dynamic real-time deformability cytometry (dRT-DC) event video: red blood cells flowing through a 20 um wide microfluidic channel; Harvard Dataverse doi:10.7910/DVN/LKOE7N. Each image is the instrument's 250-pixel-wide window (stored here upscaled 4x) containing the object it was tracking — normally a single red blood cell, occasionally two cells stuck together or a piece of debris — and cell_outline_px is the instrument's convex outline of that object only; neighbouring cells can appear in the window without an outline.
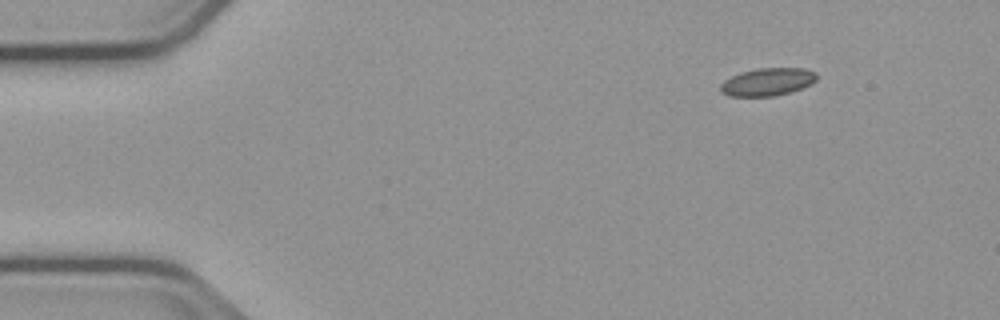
{"species": "common noctule bat (a hibernating species)", "species_latin": "Nyctalus noctula", "temperature_condition": "cold", "stored_images_in_passage": 49, "camera_frame_rate_fps": 3000, "um_per_image_px": 0.085, "animal": {"sex": "male", "body_mass_g": 23.1, "forearm_length_mm": 52.7}, "frame": {"image": 1, "passage_image": 1, "time_ms": 0.0, "image_size_px": [1000, 320], "cell_outline_px": [[816, 80], [812, 84], [788, 92], [772, 96], [728, 96], [720, 92], [720, 84], [724, 80], [740, 72], [756, 68], [804, 68], [816, 72]], "centroid_in_image_um": [65.21, 6.95], "position_along_channel_um": 19.8, "area_um2": 15.55}}
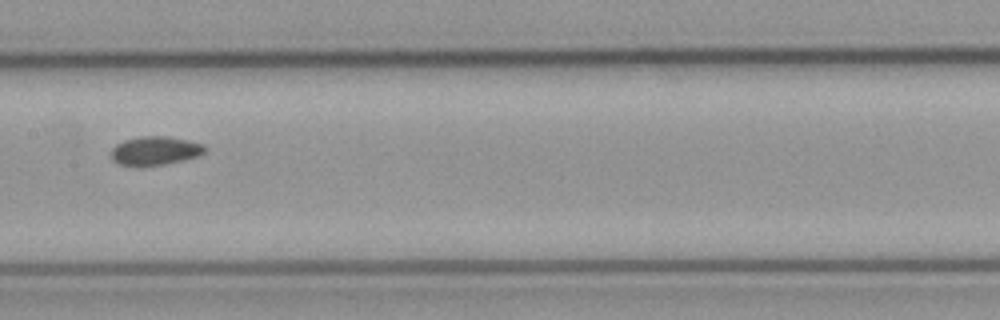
{"frame": {"image": 2, "passage_image": 22, "time_ms": 7.0, "image_size_px": [1000, 320], "cell_outline_px": [[208, 148], [204, 152], [196, 156], [164, 164], [136, 168], [120, 164], [112, 160], [112, 148], [116, 144], [124, 140], [144, 136], [168, 136], [188, 140], [204, 144]], "centroid_in_image_um": [13.16, 12.82], "position_along_channel_um": 194.2, "area_um2": 15.84}}
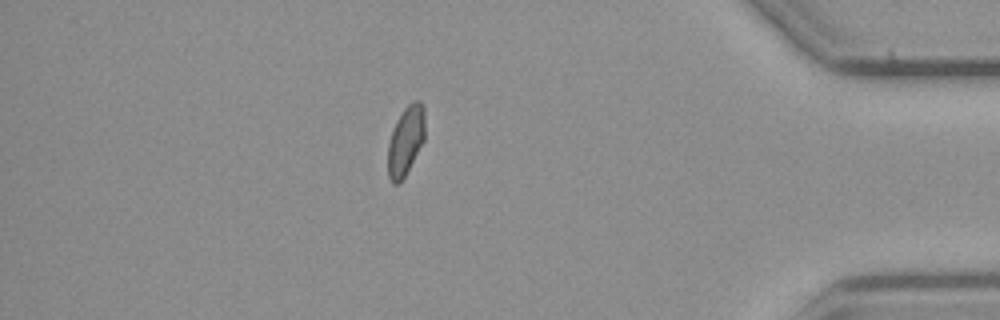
{"frame": {"image": 3, "passage_image": 42, "time_ms": 13.667, "image_size_px": [1000, 320], "cell_outline_px": [[424, 140], [400, 184], [392, 184], [388, 176], [388, 144], [396, 120], [404, 108], [412, 100], [420, 100], [424, 108]], "centroid_in_image_um": [34.47, 11.95], "position_along_channel_um": 400.7, "area_um2": 14.91}, "authors_computed_cell_mechanics": {"area_um2": 15.4904, "velocity_mm_per_s": 3.7467, "shape_relaxation_time_tau1_ms": null, "shape_relaxation_time_tau2_ms": 3.5275, "deformation_change_tau1": null, "deformation_change_tau2": 0.0639}}